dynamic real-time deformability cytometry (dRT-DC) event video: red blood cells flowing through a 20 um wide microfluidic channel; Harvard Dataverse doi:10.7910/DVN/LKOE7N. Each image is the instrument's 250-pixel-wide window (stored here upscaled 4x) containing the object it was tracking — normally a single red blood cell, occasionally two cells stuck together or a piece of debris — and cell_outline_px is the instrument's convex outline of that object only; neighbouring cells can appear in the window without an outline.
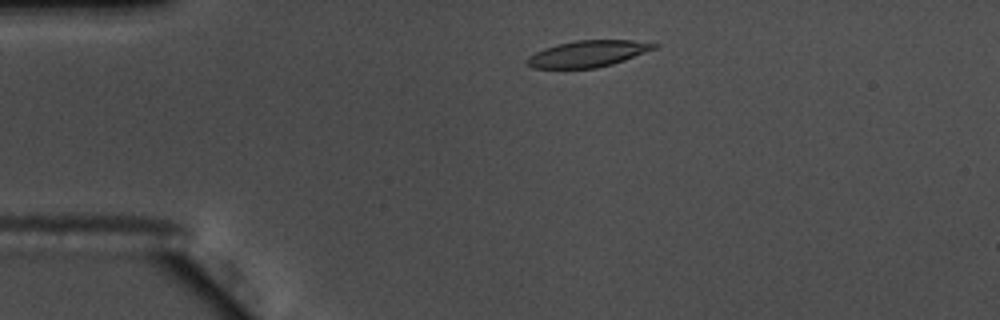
{"species": "common noctule bat (a hibernating species)", "species_latin": "Nyctalus noctula", "temperature_condition": "warm", "stored_images_in_passage": 49, "camera_frame_rate_fps": 3000, "um_per_image_px": 0.085, "animal": {"sex": "male", "body_mass_g": 17.5, "forearm_length_mm": 52.3}, "frame": {"image": 1, "passage_image": 5, "time_ms": 1.333, "image_size_px": [1000, 320], "cell_outline_px": [[656, 48], [624, 60], [612, 64], [596, 68], [532, 68], [528, 64], [528, 56], [544, 48], [576, 40], [632, 40], [656, 44]], "centroid_in_image_um": [49.96, 4.57], "position_along_channel_um": 35.0, "area_um2": 19.19}}
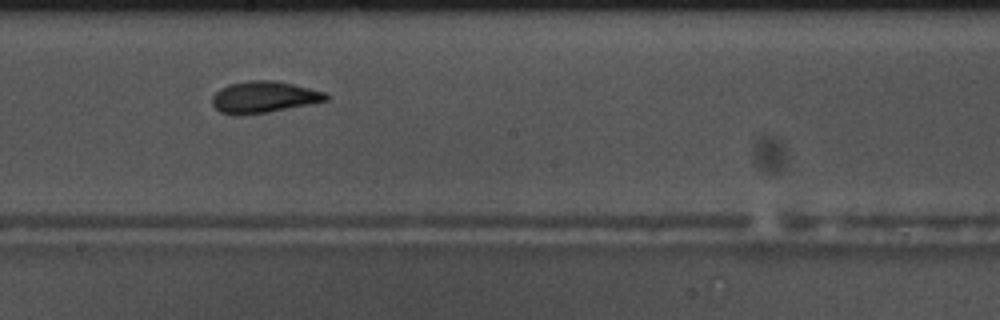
{"frame": {"image": 2, "passage_image": 24, "time_ms": 7.667, "image_size_px": [1000, 320], "cell_outline_px": [[328, 100], [268, 112], [244, 116], [236, 116], [220, 112], [212, 104], [212, 96], [220, 88], [228, 84], [248, 80], [272, 80], [292, 84], [324, 92], [328, 96]], "centroid_in_image_um": [22.35, 8.26], "position_along_channel_um": 225.8, "area_um2": 20.92}}
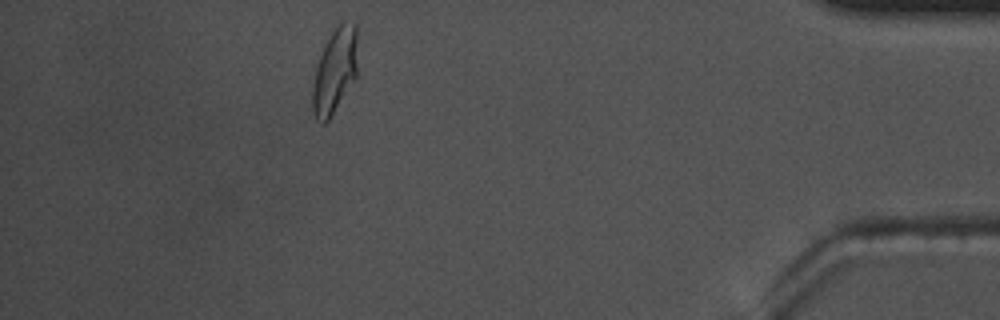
{"frame": {"image": 3, "passage_image": 43, "time_ms": 14.0, "image_size_px": [1000, 320], "cell_outline_px": [[356, 76], [328, 120], [324, 124], [316, 120], [312, 112], [312, 84], [316, 64], [328, 36], [332, 28], [344, 20], [356, 24]], "centroid_in_image_um": [28.42, 5.99], "position_along_channel_um": 406.8, "area_um2": 22.37}, "authors_computed_cell_mechanics": {"area_um2": 20.519, "velocity_mm_per_s": 3.6577, "shape_relaxation_time_tau1_ms": 4.6213, "shape_relaxation_time_tau2_ms": 1.3579, "deformation_change_tau1": 0.1774, "deformation_change_tau2": 0.07}}